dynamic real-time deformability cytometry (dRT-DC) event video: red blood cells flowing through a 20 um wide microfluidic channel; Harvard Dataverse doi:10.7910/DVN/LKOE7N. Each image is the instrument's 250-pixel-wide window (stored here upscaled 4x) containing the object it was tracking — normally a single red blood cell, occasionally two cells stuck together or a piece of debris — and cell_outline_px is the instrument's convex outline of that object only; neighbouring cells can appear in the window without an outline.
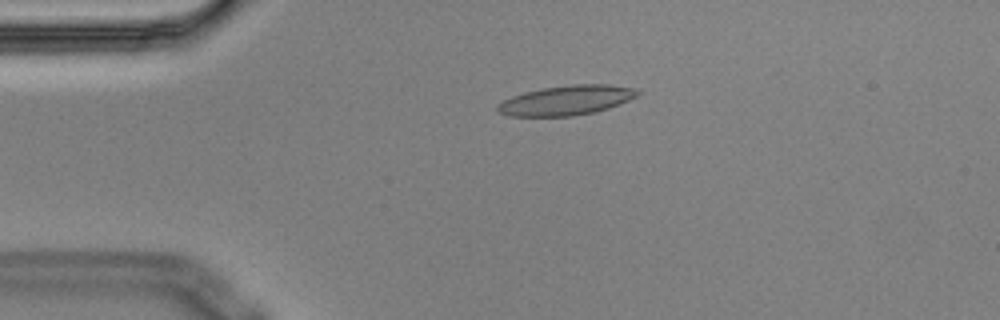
{"species": "Egyptian fruit bat (a non-hibernating species)", "species_latin": "Rousettus aegyptiacus", "temperature_condition": "cold", "stored_images_in_passage": 5, "camera_frame_rate_fps": 3000, "um_per_image_px": 0.085, "animal": {"sex": "male"}, "frame": {"image": 1, "passage_image": 4, "time_ms": 1.0, "image_size_px": [1000, 320], "cell_outline_px": [[640, 92], [636, 96], [628, 100], [608, 108], [592, 112], [572, 116], [508, 116], [500, 112], [496, 108], [496, 104], [512, 96], [524, 92], [544, 88], [572, 84], [608, 84], [632, 88]], "centroid_in_image_um": [48.1, 8.52], "position_along_channel_um": 36.9, "area_um2": 23.93}}